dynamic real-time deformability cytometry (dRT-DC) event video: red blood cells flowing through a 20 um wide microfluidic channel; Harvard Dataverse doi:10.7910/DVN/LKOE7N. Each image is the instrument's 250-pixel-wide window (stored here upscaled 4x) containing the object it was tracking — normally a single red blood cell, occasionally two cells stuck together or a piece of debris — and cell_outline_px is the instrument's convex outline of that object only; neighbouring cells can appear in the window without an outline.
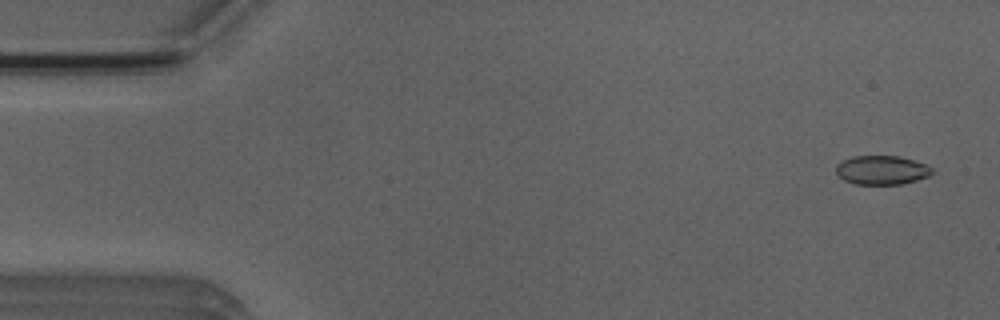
{"species": "Egyptian fruit bat (a non-hibernating species)", "species_latin": "Rousettus aegyptiacus", "temperature_condition": "room temperature", "stored_images_in_passage": 2, "camera_frame_rate_fps": 3000, "um_per_image_px": 0.085, "animal": {"sex": "male"}, "frame": {"image": 1, "passage_image": 2, "time_ms": 1.333, "image_size_px": [1000, 320], "cell_outline_px": [[936, 172], [932, 176], [900, 184], [856, 184], [844, 180], [836, 172], [836, 164], [852, 156], [900, 156], [924, 164], [932, 168]], "centroid_in_image_um": [74.98, 14.46], "position_along_channel_um": 10.0, "area_um2": 16.24}}